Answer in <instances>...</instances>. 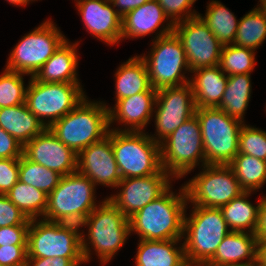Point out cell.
Instances as JSON below:
<instances>
[{"label": "cell", "instance_id": "1", "mask_svg": "<svg viewBox=\"0 0 266 266\" xmlns=\"http://www.w3.org/2000/svg\"><path fill=\"white\" fill-rule=\"evenodd\" d=\"M181 187L179 194H176L170 186L161 196L131 216L130 231L137 233L141 240H181L188 206L185 187Z\"/></svg>", "mask_w": 266, "mask_h": 266}, {"label": "cell", "instance_id": "2", "mask_svg": "<svg viewBox=\"0 0 266 266\" xmlns=\"http://www.w3.org/2000/svg\"><path fill=\"white\" fill-rule=\"evenodd\" d=\"M80 226L88 227V240L84 231L81 232V249L85 263L91 260L92 247L101 264L108 263L131 234L129 219L107 198L98 204Z\"/></svg>", "mask_w": 266, "mask_h": 266}, {"label": "cell", "instance_id": "3", "mask_svg": "<svg viewBox=\"0 0 266 266\" xmlns=\"http://www.w3.org/2000/svg\"><path fill=\"white\" fill-rule=\"evenodd\" d=\"M87 99L85 97L72 111L49 127L76 154L103 139L110 130L108 105Z\"/></svg>", "mask_w": 266, "mask_h": 266}, {"label": "cell", "instance_id": "4", "mask_svg": "<svg viewBox=\"0 0 266 266\" xmlns=\"http://www.w3.org/2000/svg\"><path fill=\"white\" fill-rule=\"evenodd\" d=\"M162 27L152 40L150 54L141 56L147 67L150 84L156 90L188 83L190 79L184 72H191L182 43L173 32L174 24L169 20Z\"/></svg>", "mask_w": 266, "mask_h": 266}, {"label": "cell", "instance_id": "5", "mask_svg": "<svg viewBox=\"0 0 266 266\" xmlns=\"http://www.w3.org/2000/svg\"><path fill=\"white\" fill-rule=\"evenodd\" d=\"M190 217H184L183 247L186 261L204 266L230 233L220 208L193 205ZM186 233V234H185Z\"/></svg>", "mask_w": 266, "mask_h": 266}, {"label": "cell", "instance_id": "6", "mask_svg": "<svg viewBox=\"0 0 266 266\" xmlns=\"http://www.w3.org/2000/svg\"><path fill=\"white\" fill-rule=\"evenodd\" d=\"M94 189V183L78 171L62 176L48 195L43 219L80 225L98 206Z\"/></svg>", "mask_w": 266, "mask_h": 266}, {"label": "cell", "instance_id": "7", "mask_svg": "<svg viewBox=\"0 0 266 266\" xmlns=\"http://www.w3.org/2000/svg\"><path fill=\"white\" fill-rule=\"evenodd\" d=\"M111 145L121 178L144 177L160 173V143L144 132L111 129Z\"/></svg>", "mask_w": 266, "mask_h": 266}, {"label": "cell", "instance_id": "8", "mask_svg": "<svg viewBox=\"0 0 266 266\" xmlns=\"http://www.w3.org/2000/svg\"><path fill=\"white\" fill-rule=\"evenodd\" d=\"M206 164L229 165L238 154L239 134L244 124L215 108H196Z\"/></svg>", "mask_w": 266, "mask_h": 266}, {"label": "cell", "instance_id": "9", "mask_svg": "<svg viewBox=\"0 0 266 266\" xmlns=\"http://www.w3.org/2000/svg\"><path fill=\"white\" fill-rule=\"evenodd\" d=\"M201 135L200 124L195 114L160 142L162 168L171 177L180 179L189 174L200 162L201 167L206 165Z\"/></svg>", "mask_w": 266, "mask_h": 266}, {"label": "cell", "instance_id": "10", "mask_svg": "<svg viewBox=\"0 0 266 266\" xmlns=\"http://www.w3.org/2000/svg\"><path fill=\"white\" fill-rule=\"evenodd\" d=\"M80 225L31 220L27 233V258H83Z\"/></svg>", "mask_w": 266, "mask_h": 266}, {"label": "cell", "instance_id": "11", "mask_svg": "<svg viewBox=\"0 0 266 266\" xmlns=\"http://www.w3.org/2000/svg\"><path fill=\"white\" fill-rule=\"evenodd\" d=\"M80 84L40 82L32 76L27 85L25 103L43 125L49 128L86 97Z\"/></svg>", "mask_w": 266, "mask_h": 266}, {"label": "cell", "instance_id": "12", "mask_svg": "<svg viewBox=\"0 0 266 266\" xmlns=\"http://www.w3.org/2000/svg\"><path fill=\"white\" fill-rule=\"evenodd\" d=\"M51 20H46L25 34L12 49L6 69L34 76L55 51L67 40Z\"/></svg>", "mask_w": 266, "mask_h": 266}, {"label": "cell", "instance_id": "13", "mask_svg": "<svg viewBox=\"0 0 266 266\" xmlns=\"http://www.w3.org/2000/svg\"><path fill=\"white\" fill-rule=\"evenodd\" d=\"M202 170L184 184L187 204L220 208L244 192L230 165L206 164Z\"/></svg>", "mask_w": 266, "mask_h": 266}, {"label": "cell", "instance_id": "14", "mask_svg": "<svg viewBox=\"0 0 266 266\" xmlns=\"http://www.w3.org/2000/svg\"><path fill=\"white\" fill-rule=\"evenodd\" d=\"M173 32L182 43L191 72L219 65L223 45L199 16L174 24Z\"/></svg>", "mask_w": 266, "mask_h": 266}, {"label": "cell", "instance_id": "15", "mask_svg": "<svg viewBox=\"0 0 266 266\" xmlns=\"http://www.w3.org/2000/svg\"><path fill=\"white\" fill-rule=\"evenodd\" d=\"M195 111L194 94L189 82L180 86L158 89L154 107L156 135H150V137L160 143L195 115Z\"/></svg>", "mask_w": 266, "mask_h": 266}, {"label": "cell", "instance_id": "16", "mask_svg": "<svg viewBox=\"0 0 266 266\" xmlns=\"http://www.w3.org/2000/svg\"><path fill=\"white\" fill-rule=\"evenodd\" d=\"M164 169L160 173L144 177L124 178L117 187L119 193L110 200L128 219L151 201L161 196L170 186L173 177Z\"/></svg>", "mask_w": 266, "mask_h": 266}, {"label": "cell", "instance_id": "17", "mask_svg": "<svg viewBox=\"0 0 266 266\" xmlns=\"http://www.w3.org/2000/svg\"><path fill=\"white\" fill-rule=\"evenodd\" d=\"M77 171L88 177L94 185L117 188L122 178L112 150L111 130L103 139L78 154Z\"/></svg>", "mask_w": 266, "mask_h": 266}, {"label": "cell", "instance_id": "18", "mask_svg": "<svg viewBox=\"0 0 266 266\" xmlns=\"http://www.w3.org/2000/svg\"><path fill=\"white\" fill-rule=\"evenodd\" d=\"M23 154L31 161L54 170L62 176L77 171L76 154L46 128L23 147Z\"/></svg>", "mask_w": 266, "mask_h": 266}, {"label": "cell", "instance_id": "19", "mask_svg": "<svg viewBox=\"0 0 266 266\" xmlns=\"http://www.w3.org/2000/svg\"><path fill=\"white\" fill-rule=\"evenodd\" d=\"M81 19L91 35L114 45L121 41L122 17L112 2L106 0H82L76 3Z\"/></svg>", "mask_w": 266, "mask_h": 266}, {"label": "cell", "instance_id": "20", "mask_svg": "<svg viewBox=\"0 0 266 266\" xmlns=\"http://www.w3.org/2000/svg\"><path fill=\"white\" fill-rule=\"evenodd\" d=\"M157 90L152 86L142 93L120 99L109 109V127L114 121L123 123L124 129L111 128L115 131L143 132L154 114ZM129 127H127V126ZM127 127V128H126Z\"/></svg>", "mask_w": 266, "mask_h": 266}, {"label": "cell", "instance_id": "21", "mask_svg": "<svg viewBox=\"0 0 266 266\" xmlns=\"http://www.w3.org/2000/svg\"><path fill=\"white\" fill-rule=\"evenodd\" d=\"M258 243L254 233L231 231L224 237L214 256L204 266L257 264Z\"/></svg>", "mask_w": 266, "mask_h": 266}, {"label": "cell", "instance_id": "22", "mask_svg": "<svg viewBox=\"0 0 266 266\" xmlns=\"http://www.w3.org/2000/svg\"><path fill=\"white\" fill-rule=\"evenodd\" d=\"M78 44V41L71 44L67 39L33 77L40 82L80 83L77 77Z\"/></svg>", "mask_w": 266, "mask_h": 266}, {"label": "cell", "instance_id": "23", "mask_svg": "<svg viewBox=\"0 0 266 266\" xmlns=\"http://www.w3.org/2000/svg\"><path fill=\"white\" fill-rule=\"evenodd\" d=\"M190 73H194L189 83L196 108L218 107L226 89L228 76L219 66L199 68Z\"/></svg>", "mask_w": 266, "mask_h": 266}, {"label": "cell", "instance_id": "24", "mask_svg": "<svg viewBox=\"0 0 266 266\" xmlns=\"http://www.w3.org/2000/svg\"><path fill=\"white\" fill-rule=\"evenodd\" d=\"M166 20L168 22L169 18L157 0H149L122 18L121 40L130 37H144L155 33Z\"/></svg>", "mask_w": 266, "mask_h": 266}, {"label": "cell", "instance_id": "25", "mask_svg": "<svg viewBox=\"0 0 266 266\" xmlns=\"http://www.w3.org/2000/svg\"><path fill=\"white\" fill-rule=\"evenodd\" d=\"M139 241L135 266H182L186 262L183 243L176 247L181 240Z\"/></svg>", "mask_w": 266, "mask_h": 266}, {"label": "cell", "instance_id": "26", "mask_svg": "<svg viewBox=\"0 0 266 266\" xmlns=\"http://www.w3.org/2000/svg\"><path fill=\"white\" fill-rule=\"evenodd\" d=\"M0 127L23 147L47 128L28 109L26 103L0 108Z\"/></svg>", "mask_w": 266, "mask_h": 266}, {"label": "cell", "instance_id": "27", "mask_svg": "<svg viewBox=\"0 0 266 266\" xmlns=\"http://www.w3.org/2000/svg\"><path fill=\"white\" fill-rule=\"evenodd\" d=\"M115 78L116 102L147 91L151 87L146 64L137 55L118 67Z\"/></svg>", "mask_w": 266, "mask_h": 266}, {"label": "cell", "instance_id": "28", "mask_svg": "<svg viewBox=\"0 0 266 266\" xmlns=\"http://www.w3.org/2000/svg\"><path fill=\"white\" fill-rule=\"evenodd\" d=\"M251 193L252 191H244L229 203L220 207L230 231L256 233L260 199L257 206L253 205L247 198Z\"/></svg>", "mask_w": 266, "mask_h": 266}, {"label": "cell", "instance_id": "29", "mask_svg": "<svg viewBox=\"0 0 266 266\" xmlns=\"http://www.w3.org/2000/svg\"><path fill=\"white\" fill-rule=\"evenodd\" d=\"M251 91L250 74L228 76L223 98L217 108L244 123V114L251 98Z\"/></svg>", "mask_w": 266, "mask_h": 266}, {"label": "cell", "instance_id": "30", "mask_svg": "<svg viewBox=\"0 0 266 266\" xmlns=\"http://www.w3.org/2000/svg\"><path fill=\"white\" fill-rule=\"evenodd\" d=\"M206 7L205 16L199 13L198 16L208 25L211 32L223 46L233 44L239 20L225 5L217 0H211Z\"/></svg>", "mask_w": 266, "mask_h": 266}, {"label": "cell", "instance_id": "31", "mask_svg": "<svg viewBox=\"0 0 266 266\" xmlns=\"http://www.w3.org/2000/svg\"><path fill=\"white\" fill-rule=\"evenodd\" d=\"M6 195L28 219L38 220L39 216L43 219L48 200V194L44 191L18 180Z\"/></svg>", "mask_w": 266, "mask_h": 266}, {"label": "cell", "instance_id": "32", "mask_svg": "<svg viewBox=\"0 0 266 266\" xmlns=\"http://www.w3.org/2000/svg\"><path fill=\"white\" fill-rule=\"evenodd\" d=\"M229 165L244 191H258L266 183L265 160L238 153Z\"/></svg>", "mask_w": 266, "mask_h": 266}, {"label": "cell", "instance_id": "33", "mask_svg": "<svg viewBox=\"0 0 266 266\" xmlns=\"http://www.w3.org/2000/svg\"><path fill=\"white\" fill-rule=\"evenodd\" d=\"M266 40V18L256 7L239 20L234 45L256 50Z\"/></svg>", "mask_w": 266, "mask_h": 266}, {"label": "cell", "instance_id": "34", "mask_svg": "<svg viewBox=\"0 0 266 266\" xmlns=\"http://www.w3.org/2000/svg\"><path fill=\"white\" fill-rule=\"evenodd\" d=\"M62 175L39 163L29 160L24 154L19 158V181L50 194Z\"/></svg>", "mask_w": 266, "mask_h": 266}, {"label": "cell", "instance_id": "35", "mask_svg": "<svg viewBox=\"0 0 266 266\" xmlns=\"http://www.w3.org/2000/svg\"><path fill=\"white\" fill-rule=\"evenodd\" d=\"M255 64V50L231 44L223 46L218 66L227 76H231L251 74Z\"/></svg>", "mask_w": 266, "mask_h": 266}, {"label": "cell", "instance_id": "36", "mask_svg": "<svg viewBox=\"0 0 266 266\" xmlns=\"http://www.w3.org/2000/svg\"><path fill=\"white\" fill-rule=\"evenodd\" d=\"M0 75V108L13 107L25 103L26 88L24 73L4 68Z\"/></svg>", "mask_w": 266, "mask_h": 266}, {"label": "cell", "instance_id": "37", "mask_svg": "<svg viewBox=\"0 0 266 266\" xmlns=\"http://www.w3.org/2000/svg\"><path fill=\"white\" fill-rule=\"evenodd\" d=\"M238 153L266 159V131L243 124L239 134Z\"/></svg>", "mask_w": 266, "mask_h": 266}, {"label": "cell", "instance_id": "38", "mask_svg": "<svg viewBox=\"0 0 266 266\" xmlns=\"http://www.w3.org/2000/svg\"><path fill=\"white\" fill-rule=\"evenodd\" d=\"M196 0H157L173 24L198 16L192 6Z\"/></svg>", "mask_w": 266, "mask_h": 266}, {"label": "cell", "instance_id": "39", "mask_svg": "<svg viewBox=\"0 0 266 266\" xmlns=\"http://www.w3.org/2000/svg\"><path fill=\"white\" fill-rule=\"evenodd\" d=\"M31 220L16 207L6 194H0V227L30 225Z\"/></svg>", "mask_w": 266, "mask_h": 266}, {"label": "cell", "instance_id": "40", "mask_svg": "<svg viewBox=\"0 0 266 266\" xmlns=\"http://www.w3.org/2000/svg\"><path fill=\"white\" fill-rule=\"evenodd\" d=\"M18 180L19 158L0 159V194H7Z\"/></svg>", "mask_w": 266, "mask_h": 266}, {"label": "cell", "instance_id": "41", "mask_svg": "<svg viewBox=\"0 0 266 266\" xmlns=\"http://www.w3.org/2000/svg\"><path fill=\"white\" fill-rule=\"evenodd\" d=\"M27 245L0 246V264L7 266H26Z\"/></svg>", "mask_w": 266, "mask_h": 266}, {"label": "cell", "instance_id": "42", "mask_svg": "<svg viewBox=\"0 0 266 266\" xmlns=\"http://www.w3.org/2000/svg\"><path fill=\"white\" fill-rule=\"evenodd\" d=\"M29 225L0 227V246L27 245Z\"/></svg>", "mask_w": 266, "mask_h": 266}, {"label": "cell", "instance_id": "43", "mask_svg": "<svg viewBox=\"0 0 266 266\" xmlns=\"http://www.w3.org/2000/svg\"><path fill=\"white\" fill-rule=\"evenodd\" d=\"M23 155V146L0 127V159L20 158Z\"/></svg>", "mask_w": 266, "mask_h": 266}, {"label": "cell", "instance_id": "44", "mask_svg": "<svg viewBox=\"0 0 266 266\" xmlns=\"http://www.w3.org/2000/svg\"><path fill=\"white\" fill-rule=\"evenodd\" d=\"M84 258H27L26 266H80Z\"/></svg>", "mask_w": 266, "mask_h": 266}, {"label": "cell", "instance_id": "45", "mask_svg": "<svg viewBox=\"0 0 266 266\" xmlns=\"http://www.w3.org/2000/svg\"><path fill=\"white\" fill-rule=\"evenodd\" d=\"M149 0H113L111 1L117 13L123 18L128 12L140 7Z\"/></svg>", "mask_w": 266, "mask_h": 266}, {"label": "cell", "instance_id": "46", "mask_svg": "<svg viewBox=\"0 0 266 266\" xmlns=\"http://www.w3.org/2000/svg\"><path fill=\"white\" fill-rule=\"evenodd\" d=\"M258 242L266 239V196L260 198L259 220L256 230Z\"/></svg>", "mask_w": 266, "mask_h": 266}, {"label": "cell", "instance_id": "47", "mask_svg": "<svg viewBox=\"0 0 266 266\" xmlns=\"http://www.w3.org/2000/svg\"><path fill=\"white\" fill-rule=\"evenodd\" d=\"M257 265H266V239L258 243Z\"/></svg>", "mask_w": 266, "mask_h": 266}, {"label": "cell", "instance_id": "48", "mask_svg": "<svg viewBox=\"0 0 266 266\" xmlns=\"http://www.w3.org/2000/svg\"><path fill=\"white\" fill-rule=\"evenodd\" d=\"M6 1H8L10 4H12V5H17V6H26L27 4H29L30 3V1L32 2V1H35V0H6Z\"/></svg>", "mask_w": 266, "mask_h": 266}, {"label": "cell", "instance_id": "49", "mask_svg": "<svg viewBox=\"0 0 266 266\" xmlns=\"http://www.w3.org/2000/svg\"><path fill=\"white\" fill-rule=\"evenodd\" d=\"M260 4L257 5V8L263 13L266 18V0H259Z\"/></svg>", "mask_w": 266, "mask_h": 266}, {"label": "cell", "instance_id": "50", "mask_svg": "<svg viewBox=\"0 0 266 266\" xmlns=\"http://www.w3.org/2000/svg\"><path fill=\"white\" fill-rule=\"evenodd\" d=\"M182 266H198L194 263H190L189 261H186Z\"/></svg>", "mask_w": 266, "mask_h": 266}, {"label": "cell", "instance_id": "51", "mask_svg": "<svg viewBox=\"0 0 266 266\" xmlns=\"http://www.w3.org/2000/svg\"><path fill=\"white\" fill-rule=\"evenodd\" d=\"M245 266H258L257 264H253V265H245Z\"/></svg>", "mask_w": 266, "mask_h": 266}]
</instances>
